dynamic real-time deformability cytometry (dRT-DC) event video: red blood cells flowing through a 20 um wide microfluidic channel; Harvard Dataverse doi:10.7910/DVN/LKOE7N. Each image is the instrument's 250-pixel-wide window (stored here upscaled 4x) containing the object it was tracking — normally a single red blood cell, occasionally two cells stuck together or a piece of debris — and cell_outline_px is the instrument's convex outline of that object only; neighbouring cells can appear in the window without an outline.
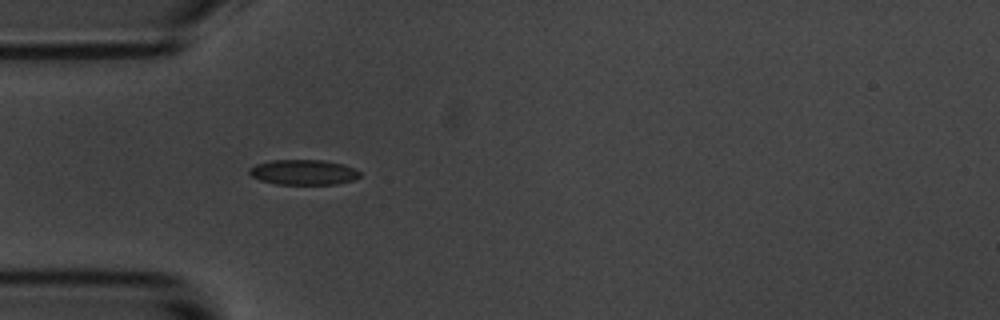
{"species": "common noctule bat (a hibernating species)", "species_latin": "Nyctalus noctula", "temperature_condition": "room temperature", "stored_images_in_passage": 1, "camera_frame_rate_fps": 3000, "um_per_image_px": 0.085, "animal": {"sex": "male", "body_mass_g": 20.1, "forearm_length_mm": 53.5}, "frame": {"image": 1, "passage_image": 1, "time_ms": 0.0, "image_size_px": [1000, 320], "cell_outline_px": [[360, 176], [352, 180], [336, 184], [276, 184], [260, 180], [252, 176], [248, 172], [248, 168], [256, 164], [272, 160], [324, 160], [340, 164], [352, 168], [360, 172]], "centroid_in_image_um": [25.74, 14.64], "position_along_channel_um": 59.3, "area_um2": 16.07}}